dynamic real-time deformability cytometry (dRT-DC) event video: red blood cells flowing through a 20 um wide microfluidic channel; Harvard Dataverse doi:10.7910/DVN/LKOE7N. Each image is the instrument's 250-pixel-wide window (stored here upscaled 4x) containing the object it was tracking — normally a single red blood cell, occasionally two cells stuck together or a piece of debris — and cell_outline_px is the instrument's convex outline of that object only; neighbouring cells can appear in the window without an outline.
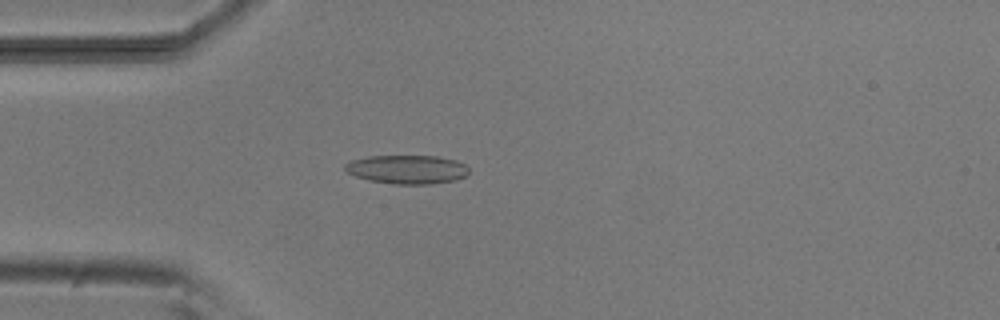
{"species": "common noctule bat (a hibernating species)", "species_latin": "Nyctalus noctula", "temperature_condition": "room temperature", "stored_images_in_passage": 4, "camera_frame_rate_fps": 3000, "um_per_image_px": 0.085, "animal": {"sex": "male", "body_mass_g": 20.5, "forearm_length_mm": 52.5}, "frame": {"image": 1, "passage_image": 4, "time_ms": 3.667, "image_size_px": [1000, 320], "cell_outline_px": [[468, 172], [464, 176], [456, 180], [432, 184], [392, 184], [368, 180], [356, 176], [348, 172], [344, 168], [344, 164], [348, 160], [368, 156], [436, 156], [456, 160], [464, 164], [468, 168]], "centroid_in_image_um": [34.57, 14.4], "position_along_channel_um": 50.4, "area_um2": 20.87}}